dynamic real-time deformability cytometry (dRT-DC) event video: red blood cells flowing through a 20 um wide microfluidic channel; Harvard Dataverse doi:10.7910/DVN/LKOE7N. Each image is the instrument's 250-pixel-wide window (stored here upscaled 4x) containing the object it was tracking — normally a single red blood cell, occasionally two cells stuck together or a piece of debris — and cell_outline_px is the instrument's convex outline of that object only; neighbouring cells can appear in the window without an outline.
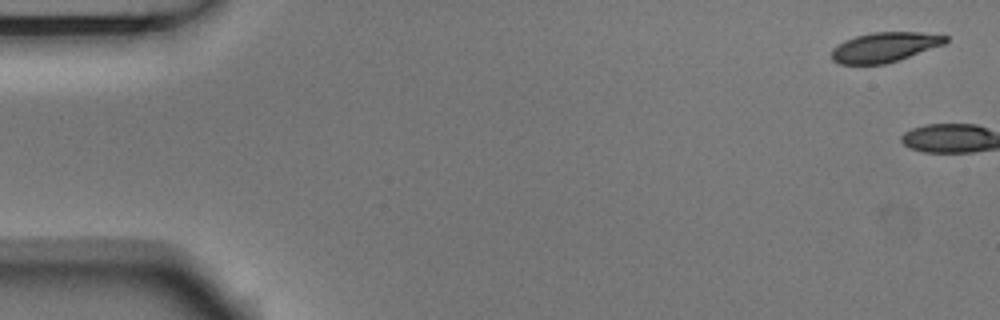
{"species": "Egyptian fruit bat (a non-hibernating species)", "species_latin": "Rousettus aegyptiacus", "temperature_condition": "room temperature", "stored_images_in_passage": 5, "camera_frame_rate_fps": 3000, "um_per_image_px": 0.085, "animal": {"sex": "male"}, "frame": {"image": 1, "passage_image": 1, "time_ms": 0.0, "image_size_px": [1000, 320], "cell_outline_px": [[948, 40], [944, 44], [900, 60], [884, 64], [840, 64], [832, 60], [832, 48], [844, 40], [856, 36], [872, 32], [920, 32], [948, 36]], "centroid_in_image_um": [75.19, 4.01], "position_along_channel_um": 9.8, "area_um2": 19.83}}